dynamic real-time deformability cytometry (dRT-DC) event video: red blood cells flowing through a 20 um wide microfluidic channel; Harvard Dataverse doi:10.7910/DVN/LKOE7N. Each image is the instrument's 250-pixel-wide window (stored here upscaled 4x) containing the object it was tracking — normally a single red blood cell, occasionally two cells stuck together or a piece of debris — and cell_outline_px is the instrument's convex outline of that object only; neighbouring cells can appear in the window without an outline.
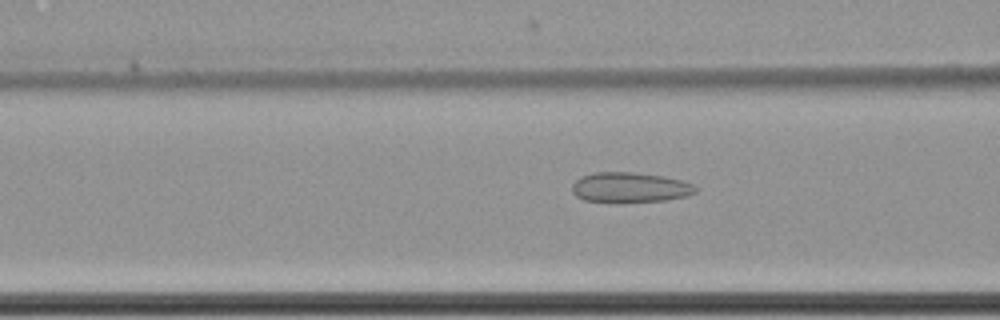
{"species": "common noctule bat (a hibernating species)", "species_latin": "Nyctalus noctula", "temperature_condition": "cold", "stored_images_in_passage": 60, "camera_frame_rate_fps": 3000, "um_per_image_px": 0.085, "animal": {"sex": "female", "body_mass_g": 22.7, "forearm_length_mm": 54.2}, "frame": {"image": 1, "passage_image": 25, "time_ms": 8.0, "image_size_px": [1000, 320], "cell_outline_px": [[696, 192], [688, 196], [664, 200], [616, 204], [612, 204], [584, 200], [576, 196], [572, 192], [572, 184], [580, 176], [592, 172], [632, 172], [664, 176], [680, 180], [692, 184], [696, 188]], "centroid_in_image_um": [53.49, 15.95], "position_along_channel_um": 113.1, "area_um2": 22.25}}
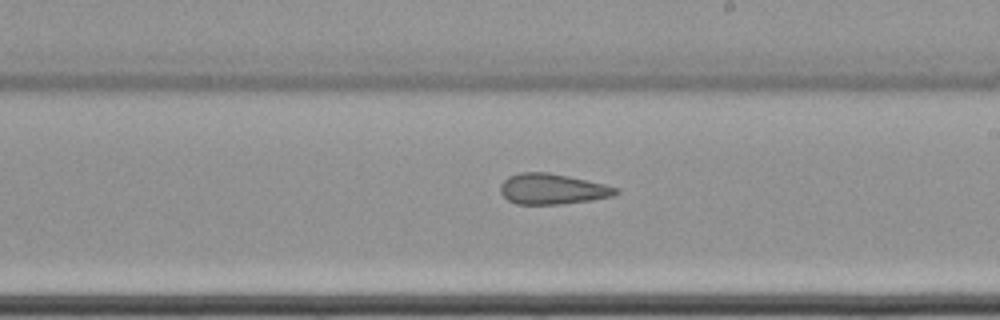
{"frame": {"image": 2, "passage_image": 36, "time_ms": 11.667, "image_size_px": [1000, 320], "cell_outline_px": [[620, 192], [612, 196], [592, 200], [560, 204], [516, 204], [508, 200], [500, 192], [500, 184], [508, 176], [520, 172], [548, 172], [568, 176], [604, 184], [620, 188]], "centroid_in_image_um": [46.95, 16.06], "position_along_channel_um": 242.1, "area_um2": 20.63}}
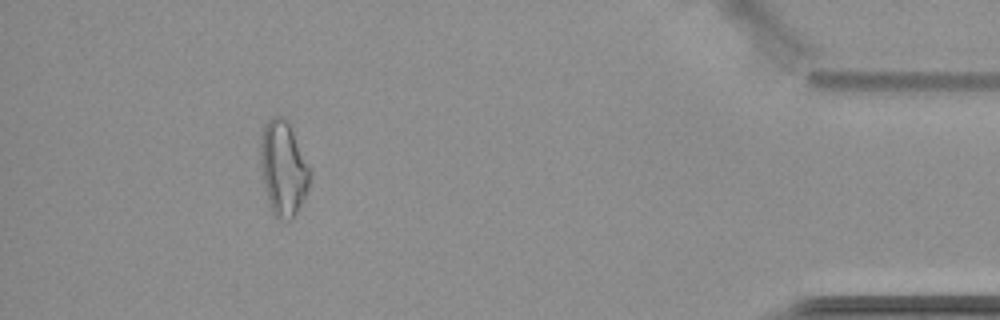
{"frame": {"image": 3, "passage_image": 55, "time_ms": 18.0, "image_size_px": [1000, 320], "cell_outline_px": [[312, 172], [308, 188], [304, 200], [292, 220], [280, 220], [272, 212], [268, 200], [264, 184], [260, 160], [260, 136], [264, 124], [272, 116], [284, 116], [312, 168]], "centroid_in_image_um": [24.1, 14.31], "position_along_channel_um": 411.1, "area_um2": 27.57}, "authors_computed_cell_mechanics": {"area_um2": 24.6228, "velocity_mm_per_s": 3.5109, "shape_relaxation_time_tau1_ms": null, "shape_relaxation_time_tau2_ms": 3.3841, "deformation_change_tau1": null, "deformation_change_tau2": 0.1253}}